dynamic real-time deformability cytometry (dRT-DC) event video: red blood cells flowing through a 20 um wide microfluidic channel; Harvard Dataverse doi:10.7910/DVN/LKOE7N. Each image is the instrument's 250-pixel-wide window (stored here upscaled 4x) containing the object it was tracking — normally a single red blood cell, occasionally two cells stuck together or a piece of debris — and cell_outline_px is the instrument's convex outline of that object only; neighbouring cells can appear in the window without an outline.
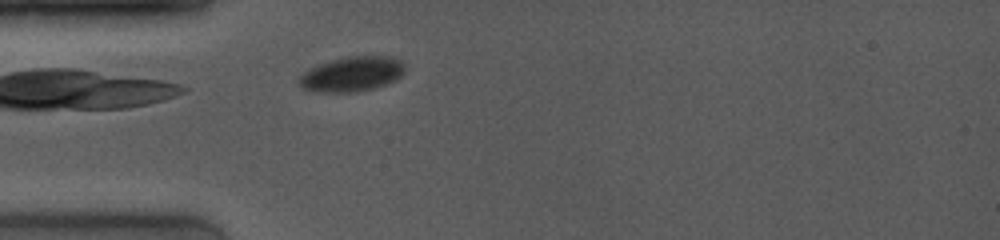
{"species": "common noctule bat (a hibernating species)", "species_latin": "Nyctalus noctula", "temperature_condition": "room temperature", "stored_images_in_passage": 46, "camera_frame_rate_fps": 4000, "um_per_image_px": 0.085, "animal": {"sex": "female", "body_mass_g": 19.0, "forearm_length_mm": 53.3}, "frame": {"image": 1, "passage_image": 3, "time_ms": 0.5, "image_size_px": [1000, 240], "cell_outline_px": [[404, 72], [396, 80], [376, 88], [356, 92], [312, 92], [300, 88], [296, 80], [304, 72], [320, 64], [332, 60], [348, 56], [388, 56], [400, 60], [404, 64]], "centroid_in_image_um": [29.89, 6.32], "position_along_channel_um": 55.1, "area_um2": 21.68}}
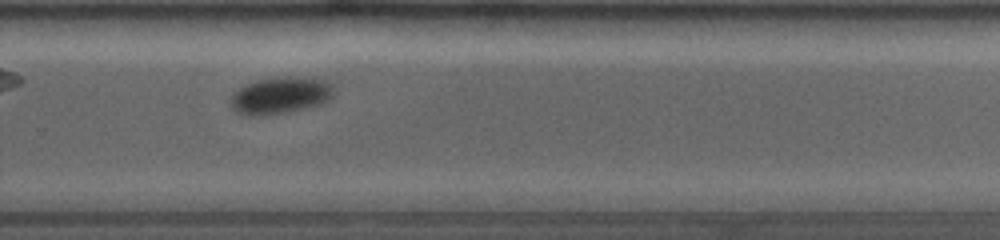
{"frame": {"image": 2, "passage_image": 30, "time_ms": 7.25, "image_size_px": [1000, 240], "cell_outline_px": [[332, 96], [328, 100], [320, 104], [304, 108], [284, 112], [260, 116], [252, 116], [236, 112], [232, 108], [232, 96], [240, 88], [256, 80], [276, 76], [312, 76], [328, 80], [332, 84]], "centroid_in_image_um": [23.88, 8.07], "position_along_channel_um": 305.9, "area_um2": 22.25}}
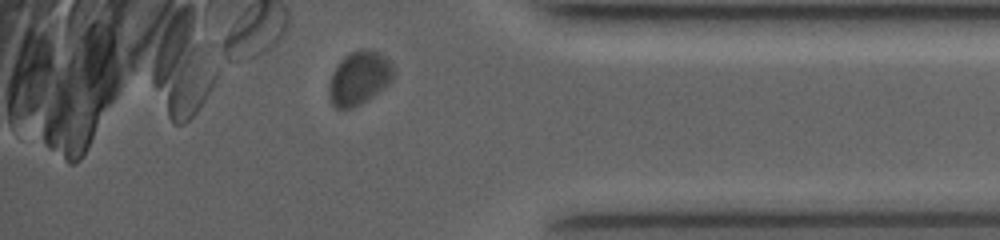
{"frame": {"image": 3, "passage_image": 41, "time_ms": 10.0, "image_size_px": [1000, 240], "cell_outline_px": [[396, 76], [388, 84], [368, 100], [352, 108], [336, 108], [332, 104], [328, 96], [328, 88], [332, 72], [340, 60], [344, 56], [360, 48], [364, 48], [380, 52], [392, 64], [396, 72]], "centroid_in_image_um": [30.54, 6.62], "position_along_channel_um": 404.7, "area_um2": 20.4}, "authors_computed_cell_mechanics": {"area_um2": 22.2241, "velocity_mm_per_s": 3.8089, "shape_relaxation_time_tau1_ms": 6.8662, "shape_relaxation_time_tau2_ms": null, "deformation_change_tau1": 0.1442, "deformation_change_tau2": null}}